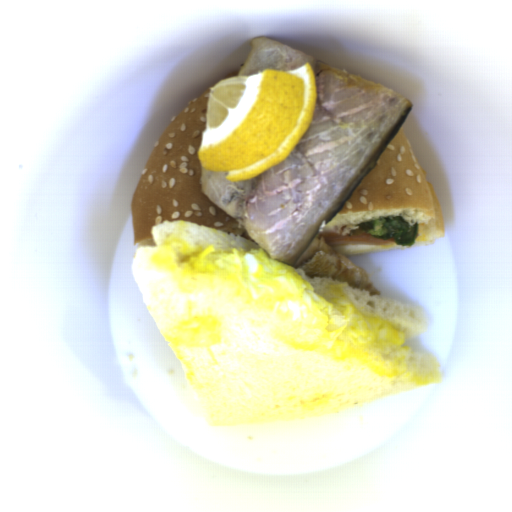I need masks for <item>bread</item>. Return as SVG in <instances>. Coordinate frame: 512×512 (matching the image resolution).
Listing matches in <instances>:
<instances>
[{"label":"bread","instance_id":"obj_1","mask_svg":"<svg viewBox=\"0 0 512 512\" xmlns=\"http://www.w3.org/2000/svg\"><path fill=\"white\" fill-rule=\"evenodd\" d=\"M130 265L205 424L250 426L326 416L441 382L438 357H375L228 288L181 270L206 250L263 251L203 225L165 221ZM264 252V251H263Z\"/></svg>","mask_w":512,"mask_h":512},{"label":"bread","instance_id":"obj_2","mask_svg":"<svg viewBox=\"0 0 512 512\" xmlns=\"http://www.w3.org/2000/svg\"><path fill=\"white\" fill-rule=\"evenodd\" d=\"M239 71L212 86L225 78L238 77ZM211 87L170 121L147 158L131 202L135 246H155L152 227L163 222L202 225L257 244L235 218L202 192L199 151Z\"/></svg>","mask_w":512,"mask_h":512},{"label":"bread","instance_id":"obj_3","mask_svg":"<svg viewBox=\"0 0 512 512\" xmlns=\"http://www.w3.org/2000/svg\"><path fill=\"white\" fill-rule=\"evenodd\" d=\"M426 174L401 125L371 171L319 233L349 235L364 222L401 216L410 225L419 224L413 246H427L444 238V216L434 185Z\"/></svg>","mask_w":512,"mask_h":512},{"label":"bread","instance_id":"obj_4","mask_svg":"<svg viewBox=\"0 0 512 512\" xmlns=\"http://www.w3.org/2000/svg\"><path fill=\"white\" fill-rule=\"evenodd\" d=\"M292 268L323 297H343L349 300L361 314L380 318L403 332L405 340L427 331L428 317L420 308L390 301L360 287H351L343 281L309 276L305 270Z\"/></svg>","mask_w":512,"mask_h":512},{"label":"bread","instance_id":"obj_5","mask_svg":"<svg viewBox=\"0 0 512 512\" xmlns=\"http://www.w3.org/2000/svg\"><path fill=\"white\" fill-rule=\"evenodd\" d=\"M339 253L345 256H352L358 254H365L371 252L385 251V250H393L400 249L404 246L400 244H396L395 242L392 244L385 245H329Z\"/></svg>","mask_w":512,"mask_h":512}]
</instances>
